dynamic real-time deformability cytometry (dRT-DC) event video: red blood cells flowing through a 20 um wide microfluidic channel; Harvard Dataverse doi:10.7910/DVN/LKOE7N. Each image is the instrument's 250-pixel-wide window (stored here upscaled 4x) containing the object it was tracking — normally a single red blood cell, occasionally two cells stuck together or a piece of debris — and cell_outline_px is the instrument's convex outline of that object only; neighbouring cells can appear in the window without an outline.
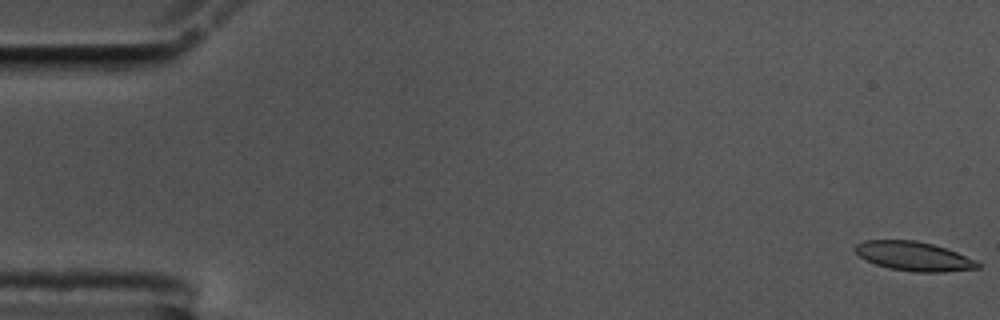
{"species": "common noctule bat (a hibernating species)", "species_latin": "Nyctalus noctula", "temperature_condition": "cold", "stored_images_in_passage": 17, "camera_frame_rate_fps": 3000, "um_per_image_px": 0.085, "animal": {"sex": "male", "body_mass_g": 17.5, "forearm_length_mm": 52.3}, "frame": {"image": 1, "passage_image": 1, "time_ms": 0.0, "image_size_px": [1000, 320], "cell_outline_px": [[980, 268], [944, 272], [916, 272], [888, 268], [864, 260], [856, 252], [856, 244], [864, 240], [916, 240], [932, 244], [956, 252], [976, 260], [980, 264]], "centroid_in_image_um": [77.67, 21.78], "position_along_channel_um": 7.3, "area_um2": 20.75}}
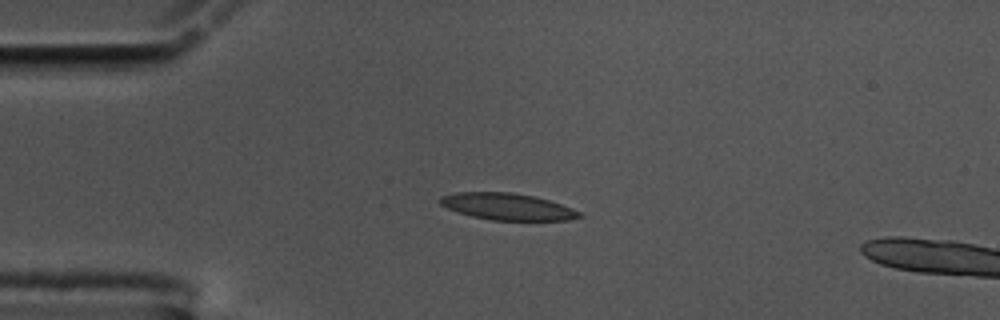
{"frame": {"image": 2, "passage_image": 14, "time_ms": 4.333, "image_size_px": [1000, 320], "cell_outline_px": [[584, 216], [568, 220], [492, 220], [472, 216], [456, 212], [440, 204], [436, 200], [440, 196], [456, 192], [512, 192], [532, 196], [548, 200], [572, 208], [580, 212]], "centroid_in_image_um": [43.08, 17.56], "position_along_channel_um": 41.9, "area_um2": 21.68}}